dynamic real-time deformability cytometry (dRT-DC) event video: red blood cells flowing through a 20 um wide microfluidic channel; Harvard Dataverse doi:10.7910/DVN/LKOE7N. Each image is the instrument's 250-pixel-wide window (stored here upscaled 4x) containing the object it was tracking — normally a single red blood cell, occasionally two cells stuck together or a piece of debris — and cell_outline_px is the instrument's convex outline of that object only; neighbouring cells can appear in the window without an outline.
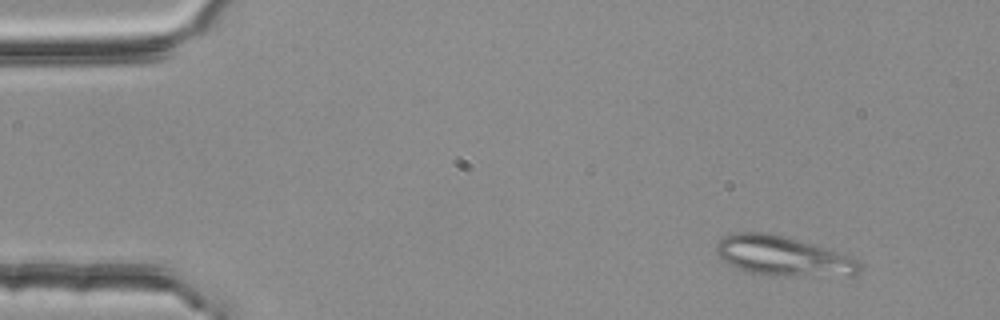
{"species": "common noctule bat (a hibernating species)", "species_latin": "Nyctalus noctula", "temperature_condition": "room temperature", "stored_images_in_passage": 2, "camera_frame_rate_fps": 3000, "um_per_image_px": 0.085, "animal": {"sex": "female", "body_mass_g": 25.1}, "frame": {"image": 1, "passage_image": 1, "time_ms": 0.0, "image_size_px": [1000, 320], "cell_outline_px": [[860, 272], [852, 276], [788, 276], [748, 272], [736, 268], [724, 260], [716, 252], [716, 244], [724, 236], [736, 232], [768, 232], [784, 236], [824, 248], [836, 252], [856, 260], [860, 264]], "centroid_in_image_um": [66.53, 21.77], "position_along_channel_um": 18.5, "area_um2": 32.71}}